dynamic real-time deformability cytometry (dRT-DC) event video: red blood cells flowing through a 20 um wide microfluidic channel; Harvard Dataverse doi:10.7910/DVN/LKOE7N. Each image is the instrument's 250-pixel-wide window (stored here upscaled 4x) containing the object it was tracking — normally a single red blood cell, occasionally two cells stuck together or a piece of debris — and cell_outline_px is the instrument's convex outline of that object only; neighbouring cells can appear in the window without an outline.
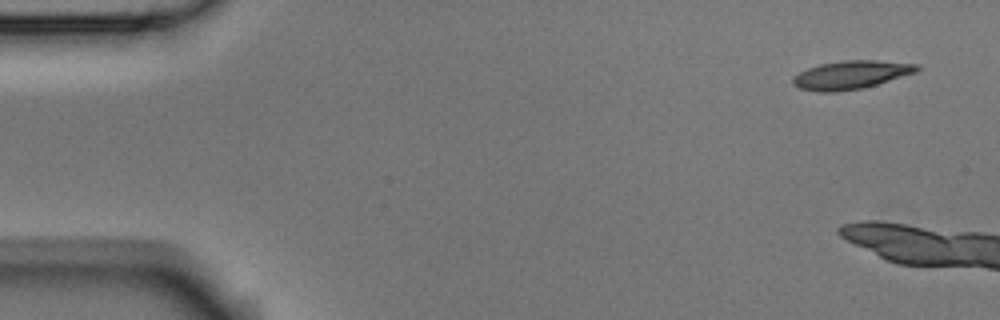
{"species": "Egyptian fruit bat (a non-hibernating species)", "species_latin": "Rousettus aegyptiacus", "temperature_condition": "room temperature", "stored_images_in_passage": 3, "camera_frame_rate_fps": 3000, "um_per_image_px": 0.085, "animal": {"sex": "male"}, "frame": {"image": 1, "passage_image": 1, "time_ms": 0.0, "image_size_px": [1000, 320], "cell_outline_px": [[920, 68], [916, 72], [864, 88], [836, 92], [816, 92], [800, 88], [792, 84], [792, 80], [800, 72], [808, 68], [820, 64], [844, 60], [876, 60], [920, 64]], "centroid_in_image_um": [72.35, 6.36], "position_along_channel_um": 12.7, "area_um2": 20.46}}